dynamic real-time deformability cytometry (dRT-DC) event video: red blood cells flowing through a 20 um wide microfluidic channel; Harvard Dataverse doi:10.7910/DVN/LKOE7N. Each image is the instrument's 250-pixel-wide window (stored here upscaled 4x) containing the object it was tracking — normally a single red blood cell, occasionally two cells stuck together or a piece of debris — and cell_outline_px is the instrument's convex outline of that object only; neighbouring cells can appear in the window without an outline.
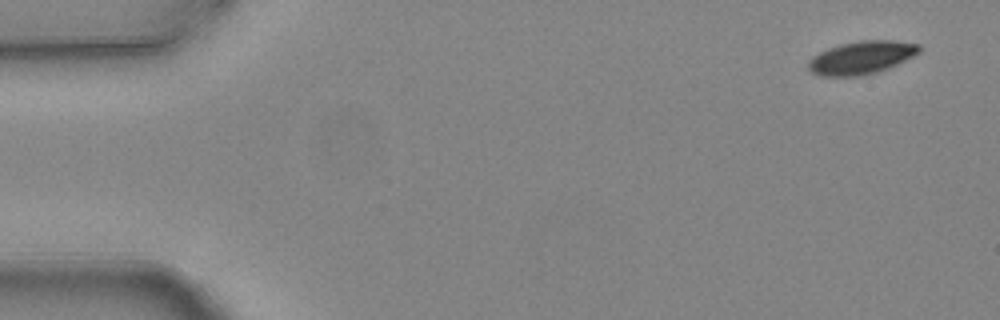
{"species": "common noctule bat (a hibernating species)", "species_latin": "Nyctalus noctula", "temperature_condition": "warm", "stored_images_in_passage": 6, "camera_frame_rate_fps": 3000, "um_per_image_px": 0.085, "animal": {"sex": "female", "body_mass_g": 24.6, "forearm_length_mm": 56.2}, "frame": {"image": 1, "passage_image": 1, "time_ms": 0.0, "image_size_px": [1000, 320], "cell_outline_px": [[920, 52], [888, 68], [876, 72], [860, 76], [820, 76], [812, 72], [808, 68], [808, 60], [812, 56], [828, 48], [840, 44], [860, 40], [892, 40], [920, 44]], "centroid_in_image_um": [73.19, 4.89], "position_along_channel_um": 11.8, "area_um2": 21.27}}
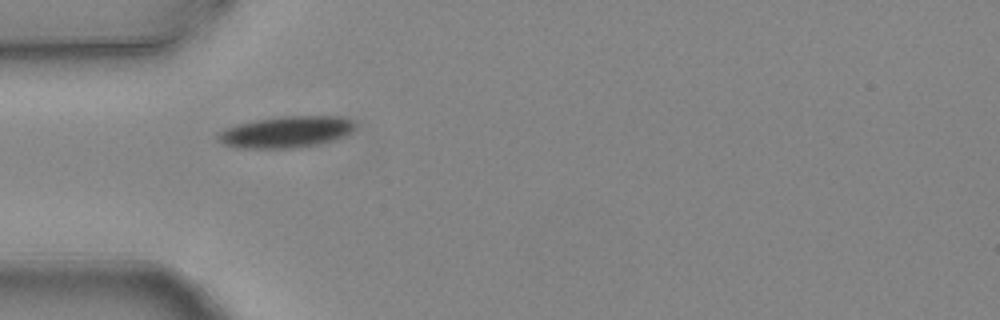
{"frame": {"image": 2, "passage_image": 5, "time_ms": 1.333, "image_size_px": [1000, 320], "cell_outline_px": [[356, 128], [352, 132], [344, 136], [332, 140], [300, 148], [240, 148], [224, 144], [216, 140], [216, 132], [224, 128], [236, 124], [256, 120], [280, 116], [336, 116], [348, 120]], "centroid_in_image_um": [24.23, 11.22], "position_along_channel_um": 60.8, "area_um2": 25.14}}
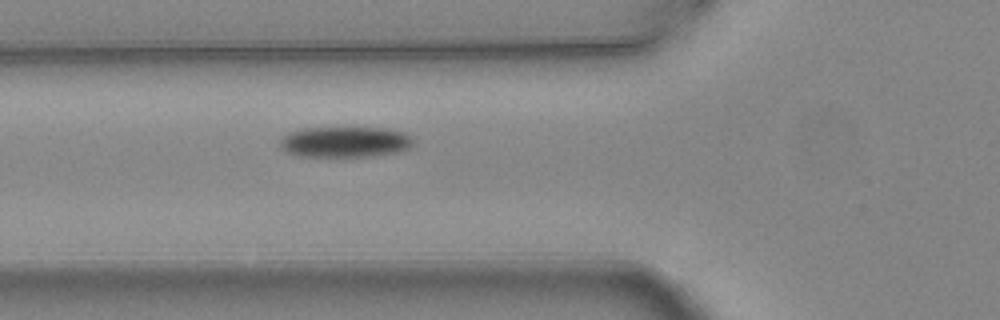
{"frame": {"image": 3, "passage_image": 6, "time_ms": 1.667, "image_size_px": [1000, 320], "cell_outline_px": [[416, 140], [408, 148], [400, 152], [372, 156], [296, 156], [284, 152], [280, 148], [280, 140], [288, 132], [304, 128], [388, 128], [404, 132], [412, 136]], "centroid_in_image_um": [29.34, 12.06], "position_along_channel_um": 96.5, "area_um2": 24.16}}